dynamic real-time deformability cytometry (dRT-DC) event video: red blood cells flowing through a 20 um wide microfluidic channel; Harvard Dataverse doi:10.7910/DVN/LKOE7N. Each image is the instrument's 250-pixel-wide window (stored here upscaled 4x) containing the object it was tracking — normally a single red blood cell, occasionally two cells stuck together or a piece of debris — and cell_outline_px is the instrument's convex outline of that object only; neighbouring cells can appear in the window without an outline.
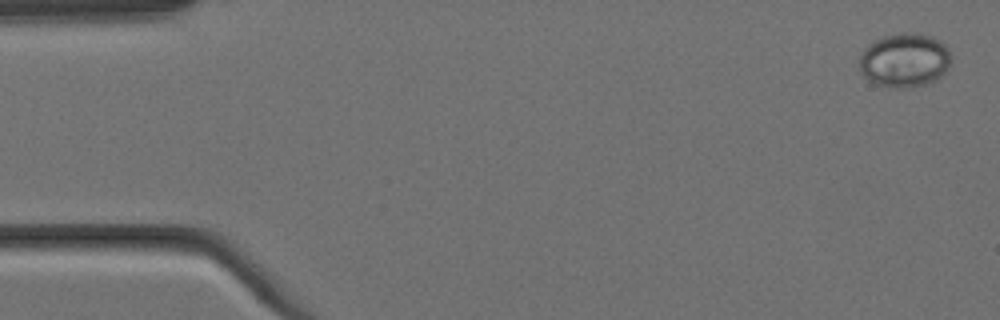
{"species": "Egyptian fruit bat (a non-hibernating species)", "species_latin": "Rousettus aegyptiacus", "temperature_condition": "cold", "stored_images_in_passage": 5, "camera_frame_rate_fps": 3000, "um_per_image_px": 0.085, "animal": {"sex": "female"}, "frame": {"image": 1, "passage_image": 1, "time_ms": 0.0, "image_size_px": [1000, 320], "cell_outline_px": [[952, 56], [948, 68], [936, 80], [924, 84], [904, 88], [892, 88], [876, 84], [868, 80], [860, 72], [860, 56], [864, 48], [872, 40], [884, 36], [900, 32], [916, 32], [932, 36], [940, 40], [948, 48]], "centroid_in_image_um": [76.88, 5.09], "position_along_channel_um": 8.1, "area_um2": 29.3}}